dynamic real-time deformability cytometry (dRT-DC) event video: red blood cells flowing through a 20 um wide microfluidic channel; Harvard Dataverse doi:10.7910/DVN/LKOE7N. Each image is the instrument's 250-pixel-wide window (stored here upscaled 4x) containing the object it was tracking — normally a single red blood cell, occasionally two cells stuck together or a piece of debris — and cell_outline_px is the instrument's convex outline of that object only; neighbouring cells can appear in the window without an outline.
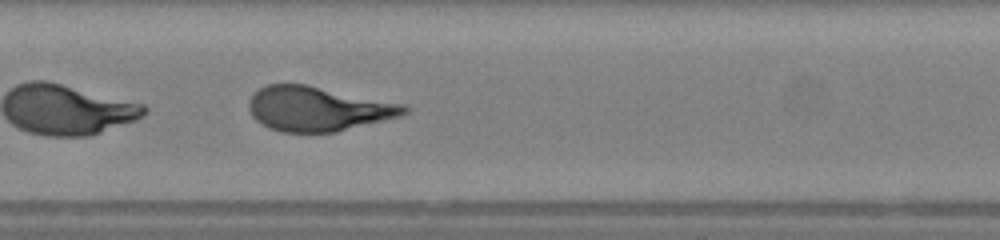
{"species": "human", "species_latin": "Homo sapiens", "temperature_condition": "warm", "stored_images_in_passage": 29, "camera_frame_rate_fps": 3000, "um_per_image_px": 0.085, "donor": {"sex": "female"}, "frame": {"image": 1, "passage_image": 9, "time_ms": 2.667, "image_size_px": [1000, 240], "cell_outline_px": [[412, 108], [408, 112], [400, 116], [336, 132], [280, 132], [268, 128], [256, 120], [252, 116], [248, 108], [248, 100], [260, 88], [268, 84], [304, 84], [404, 104]], "centroid_in_image_um": [27.01, 9.25], "position_along_channel_um": 180.4, "area_um2": 40.17}}
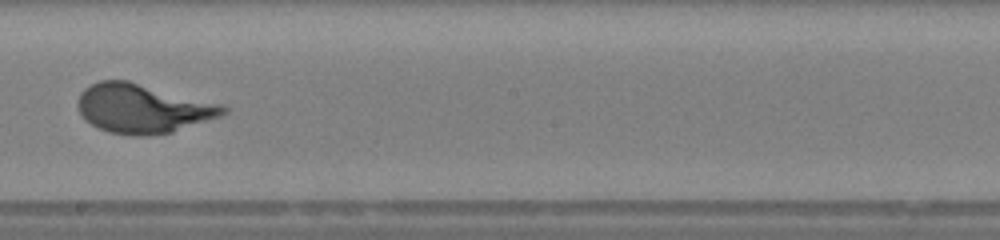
{"frame": {"image": 2, "passage_image": 13, "time_ms": 4.0, "image_size_px": [1000, 240], "cell_outline_px": [[228, 112], [220, 116], [172, 132], [140, 136], [108, 132], [84, 120], [76, 104], [80, 92], [84, 88], [100, 80], [128, 80], [220, 104], [228, 108]], "centroid_in_image_um": [12.09, 9.21], "position_along_channel_um": 236.1, "area_um2": 41.27}}